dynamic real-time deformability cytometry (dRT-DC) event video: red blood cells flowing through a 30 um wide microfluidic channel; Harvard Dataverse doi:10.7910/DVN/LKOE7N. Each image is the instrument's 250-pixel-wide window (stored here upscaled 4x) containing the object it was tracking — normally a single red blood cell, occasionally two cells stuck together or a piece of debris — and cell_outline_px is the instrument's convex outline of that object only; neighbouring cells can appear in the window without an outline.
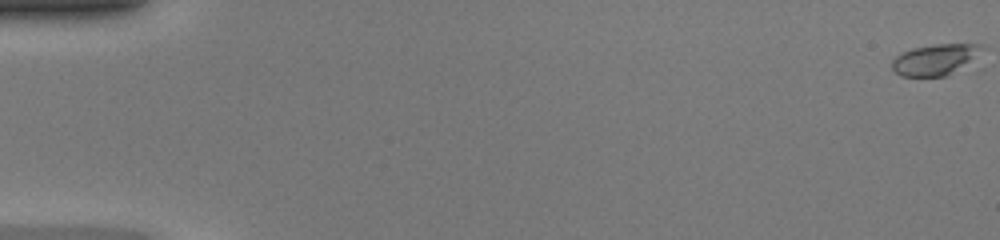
{"species": "common noctule bat (a hibernating species)", "species_latin": "Nyctalus noctula", "temperature_condition": "warm", "stored_images_in_passage": 49, "camera_frame_rate_fps": 3000, "um_per_image_px": 0.085, "animal": {"sex": "female", "body_mass_g": 20.0, "forearm_length_mm": 54.0}, "frame": {"image": 1, "passage_image": 1, "time_ms": 0.0, "image_size_px": [1000, 240], "cell_outline_px": [[984, 48], [948, 76], [900, 76], [892, 68], [892, 60], [900, 52], [912, 48], [936, 44], [984, 44]], "centroid_in_image_um": [79.4, 5.05], "position_along_channel_um": 5.6, "area_um2": 15.84}}
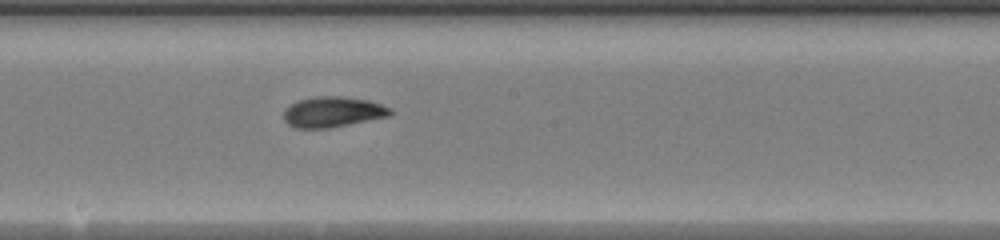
{"frame": {"image": 2, "passage_image": 28, "time_ms": 9.0, "image_size_px": [1000, 240], "cell_outline_px": [[392, 112], [388, 116], [328, 128], [296, 128], [288, 124], [284, 120], [284, 112], [292, 104], [300, 100], [316, 96], [340, 96], [368, 100], [392, 108]], "centroid_in_image_um": [28.29, 9.51], "position_along_channel_um": 219.9, "area_um2": 18.61}}
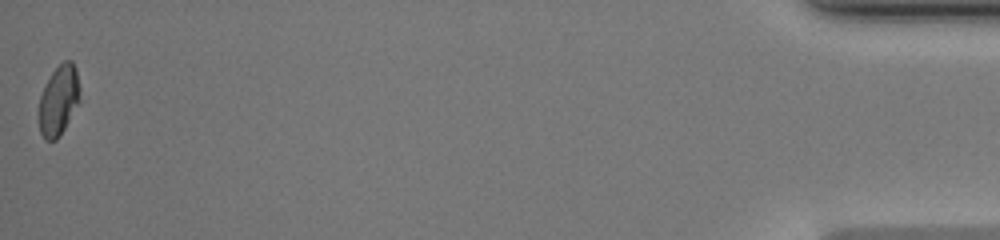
{"frame": {"image": 3, "passage_image": 49, "time_ms": 16.0, "image_size_px": [1000, 240], "cell_outline_px": [[80, 100], [60, 136], [56, 140], [44, 140], [40, 132], [36, 116], [36, 112], [40, 96], [52, 72], [64, 60], [72, 60], [76, 68], [80, 88]], "centroid_in_image_um": [4.96, 8.56], "position_along_channel_um": 430.2, "area_um2": 17.11}, "authors_computed_cell_mechanics": {"area_um2": 17.9758, "velocity_mm_per_s": 4.3366, "shape_relaxation_time_tau1_ms": 3.9772, "shape_relaxation_time_tau2_ms": 2.6921, "deformation_change_tau1": 0.1985, "deformation_change_tau2": 0.04}}